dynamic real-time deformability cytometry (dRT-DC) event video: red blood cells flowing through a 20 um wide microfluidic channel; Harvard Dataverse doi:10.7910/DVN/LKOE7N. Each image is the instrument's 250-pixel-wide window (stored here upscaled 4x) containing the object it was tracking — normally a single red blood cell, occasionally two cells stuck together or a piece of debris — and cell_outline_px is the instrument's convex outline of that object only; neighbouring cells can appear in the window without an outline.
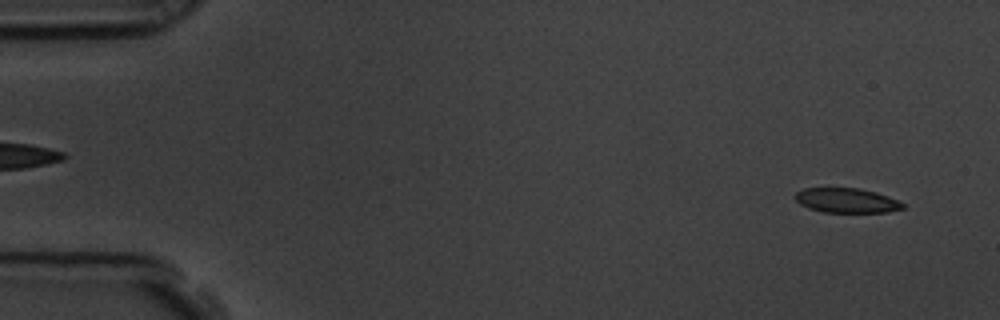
{"species": "common noctule bat (a hibernating species)", "species_latin": "Nyctalus noctula", "temperature_condition": "room temperature", "stored_images_in_passage": 57, "camera_frame_rate_fps": 3000, "um_per_image_px": 0.085, "animal": {"sex": "male", "body_mass_g": 19.5, "forearm_length_mm": 54.6}, "frame": {"image": 1, "passage_image": 3, "time_ms": 0.667, "image_size_px": [1000, 320], "cell_outline_px": [[904, 208], [888, 212], [824, 212], [808, 208], [800, 204], [792, 196], [796, 192], [804, 188], [860, 188], [876, 192], [888, 196], [904, 204]], "centroid_in_image_um": [71.93, 17.03], "position_along_channel_um": 13.1, "area_um2": 15.49}}
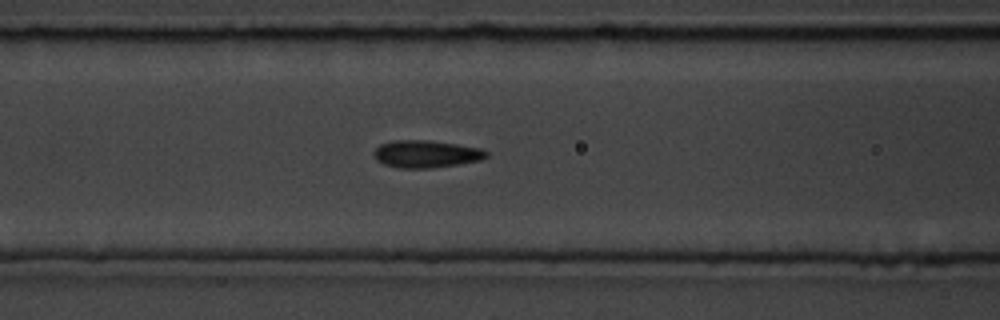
{"frame": {"image": 2, "passage_image": 23, "time_ms": 7.333, "image_size_px": [1000, 320], "cell_outline_px": [[488, 156], [480, 160], [432, 168], [396, 168], [384, 164], [376, 160], [372, 156], [372, 152], [380, 144], [392, 140], [428, 140], [456, 144], [480, 148], [488, 152]], "centroid_in_image_um": [36.16, 13.08], "position_along_channel_um": 130.4, "area_um2": 18.03}}
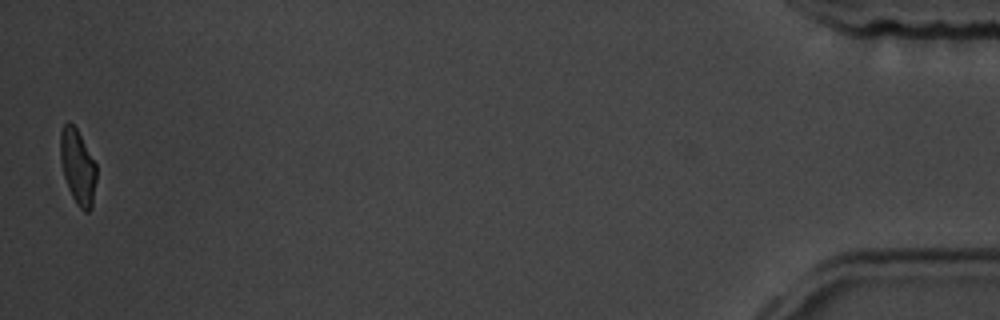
{"frame": {"image": 3, "passage_image": 56, "time_ms": 18.333, "image_size_px": [1000, 320], "cell_outline_px": [[96, 180], [92, 208], [88, 212], [84, 212], [76, 204], [68, 188], [64, 176], [60, 160], [60, 132], [64, 124], [68, 120], [76, 128], [96, 164]], "centroid_in_image_um": [6.6, 14.2], "position_along_channel_um": 428.6, "area_um2": 15.78}, "authors_computed_cell_mechanics": {"area_um2": 17.1088, "velocity_mm_per_s": 3.5671, "shape_relaxation_time_tau1_ms": 2.8387, "shape_relaxation_time_tau2_ms": 1.0359, "deformation_change_tau1": 0.1214, "deformation_change_tau2": 0.06}}